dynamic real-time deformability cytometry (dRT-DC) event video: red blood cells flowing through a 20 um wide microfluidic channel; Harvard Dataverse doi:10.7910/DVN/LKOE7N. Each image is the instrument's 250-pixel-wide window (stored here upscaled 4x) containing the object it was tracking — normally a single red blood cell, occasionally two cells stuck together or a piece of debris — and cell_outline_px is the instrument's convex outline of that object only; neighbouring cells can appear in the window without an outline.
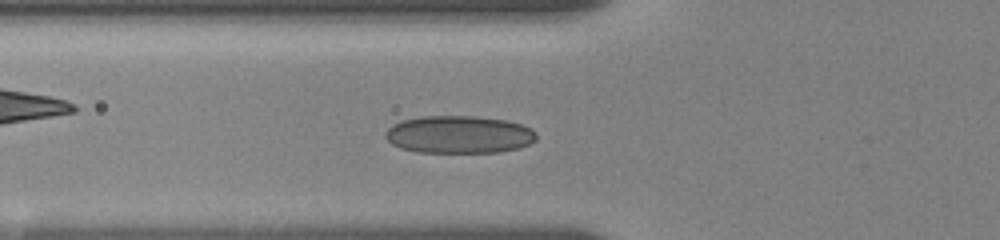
{"species": "human", "species_latin": "Homo sapiens", "temperature_condition": "room temperature", "stored_images_in_passage": 12, "camera_frame_rate_fps": 3000, "um_per_image_px": 0.085, "donor": {"sex": "female"}, "frame": {"image": 1, "passage_image": 12, "time_ms": 5.667, "image_size_px": [1000, 240], "cell_outline_px": [[536, 140], [520, 148], [500, 152], [420, 152], [400, 148], [392, 144], [384, 136], [388, 128], [392, 124], [400, 120], [420, 116], [476, 116], [508, 120], [532, 128], [536, 132]], "centroid_in_image_um": [39.02, 11.43], "position_along_channel_um": 86.8, "area_um2": 33.35}}